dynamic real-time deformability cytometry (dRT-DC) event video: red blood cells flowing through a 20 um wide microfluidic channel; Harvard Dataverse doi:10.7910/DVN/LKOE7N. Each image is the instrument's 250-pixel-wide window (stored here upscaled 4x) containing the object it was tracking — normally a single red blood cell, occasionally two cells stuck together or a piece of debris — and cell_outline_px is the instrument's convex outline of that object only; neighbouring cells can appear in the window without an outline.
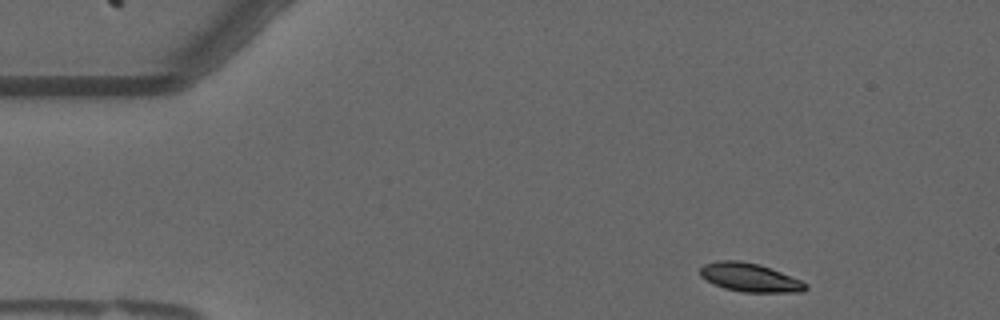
{"species": "common noctule bat (a hibernating species)", "species_latin": "Nyctalus noctula", "temperature_condition": "warm", "stored_images_in_passage": 46, "camera_frame_rate_fps": 3000, "um_per_image_px": 0.085, "animal": {"sex": "male", "forearm_length_mm": 52.5}, "frame": {"image": 1, "passage_image": 2, "time_ms": 0.333, "image_size_px": [1000, 320], "cell_outline_px": [[808, 288], [804, 292], [744, 292], [724, 288], [700, 276], [700, 268], [704, 264], [716, 260], [740, 260], [760, 264], [800, 280], [808, 284]], "centroid_in_image_um": [63.74, 23.58], "position_along_channel_um": 21.3, "area_um2": 17.51}}
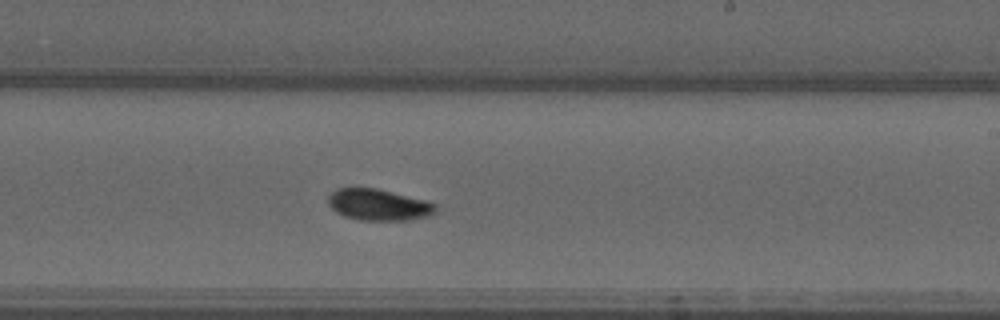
{"frame": {"image": 2, "passage_image": 28, "time_ms": 9.0, "image_size_px": [1000, 320], "cell_outline_px": [[436, 212], [432, 216], [412, 220], [360, 220], [344, 216], [336, 212], [328, 204], [328, 196], [336, 188], [376, 188], [428, 200], [436, 204]], "centroid_in_image_um": [32.22, 17.41], "position_along_channel_um": 256.8, "area_um2": 19.94}}
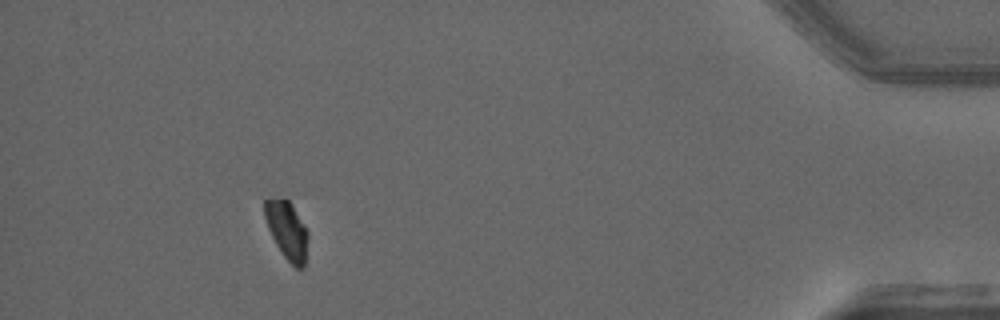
{"frame": {"image": 3, "passage_image": 46, "time_ms": 15.0, "image_size_px": [1000, 320], "cell_outline_px": [[308, 236], [304, 268], [296, 268], [284, 256], [276, 244], [268, 228], [264, 216], [264, 200], [288, 200], [292, 204], [308, 232]], "centroid_in_image_um": [24.4, 19.6], "position_along_channel_um": 410.8, "area_um2": 14.28}, "authors_computed_cell_mechanics": {"area_um2": 19.1029, "velocity_mm_per_s": 3.6357, "shape_relaxation_time_tau1_ms": 4.6272, "shape_relaxation_time_tau2_ms": null, "deformation_change_tau1": 0.1313, "deformation_change_tau2": null}}